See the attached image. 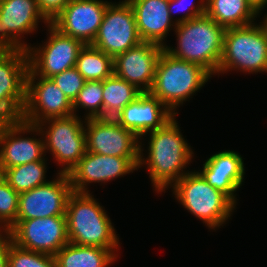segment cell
<instances>
[{
	"label": "cell",
	"mask_w": 267,
	"mask_h": 267,
	"mask_svg": "<svg viewBox=\"0 0 267 267\" xmlns=\"http://www.w3.org/2000/svg\"><path fill=\"white\" fill-rule=\"evenodd\" d=\"M9 234L0 231V267H8Z\"/></svg>",
	"instance_id": "34"
},
{
	"label": "cell",
	"mask_w": 267,
	"mask_h": 267,
	"mask_svg": "<svg viewBox=\"0 0 267 267\" xmlns=\"http://www.w3.org/2000/svg\"><path fill=\"white\" fill-rule=\"evenodd\" d=\"M103 81H86L73 102V113L77 108H83L89 112L85 119L101 118L103 116Z\"/></svg>",
	"instance_id": "28"
},
{
	"label": "cell",
	"mask_w": 267,
	"mask_h": 267,
	"mask_svg": "<svg viewBox=\"0 0 267 267\" xmlns=\"http://www.w3.org/2000/svg\"><path fill=\"white\" fill-rule=\"evenodd\" d=\"M51 79L71 100L72 103L77 98L79 91L83 88L86 82V80L75 67L55 74L51 77Z\"/></svg>",
	"instance_id": "31"
},
{
	"label": "cell",
	"mask_w": 267,
	"mask_h": 267,
	"mask_svg": "<svg viewBox=\"0 0 267 267\" xmlns=\"http://www.w3.org/2000/svg\"><path fill=\"white\" fill-rule=\"evenodd\" d=\"M103 0H71L51 24L62 34L92 44L102 23L107 5Z\"/></svg>",
	"instance_id": "16"
},
{
	"label": "cell",
	"mask_w": 267,
	"mask_h": 267,
	"mask_svg": "<svg viewBox=\"0 0 267 267\" xmlns=\"http://www.w3.org/2000/svg\"><path fill=\"white\" fill-rule=\"evenodd\" d=\"M83 122L85 121L76 113L69 117L47 119L34 125V132H37V135L39 133L41 137L44 136L45 153L47 150L50 151L59 166L62 164L59 173L68 174L86 152ZM46 125H49L48 129Z\"/></svg>",
	"instance_id": "7"
},
{
	"label": "cell",
	"mask_w": 267,
	"mask_h": 267,
	"mask_svg": "<svg viewBox=\"0 0 267 267\" xmlns=\"http://www.w3.org/2000/svg\"><path fill=\"white\" fill-rule=\"evenodd\" d=\"M140 157H118L86 151L81 160L67 174L71 189L77 193H90L89 183H106L123 177L139 168Z\"/></svg>",
	"instance_id": "14"
},
{
	"label": "cell",
	"mask_w": 267,
	"mask_h": 267,
	"mask_svg": "<svg viewBox=\"0 0 267 267\" xmlns=\"http://www.w3.org/2000/svg\"><path fill=\"white\" fill-rule=\"evenodd\" d=\"M7 232L16 246L51 256L69 243L66 216L16 220Z\"/></svg>",
	"instance_id": "11"
},
{
	"label": "cell",
	"mask_w": 267,
	"mask_h": 267,
	"mask_svg": "<svg viewBox=\"0 0 267 267\" xmlns=\"http://www.w3.org/2000/svg\"><path fill=\"white\" fill-rule=\"evenodd\" d=\"M142 93L135 85L128 83L114 73L103 81L102 119H115L122 109Z\"/></svg>",
	"instance_id": "25"
},
{
	"label": "cell",
	"mask_w": 267,
	"mask_h": 267,
	"mask_svg": "<svg viewBox=\"0 0 267 267\" xmlns=\"http://www.w3.org/2000/svg\"><path fill=\"white\" fill-rule=\"evenodd\" d=\"M65 216L70 243L118 250L120 243L115 228L92 194L72 192Z\"/></svg>",
	"instance_id": "3"
},
{
	"label": "cell",
	"mask_w": 267,
	"mask_h": 267,
	"mask_svg": "<svg viewBox=\"0 0 267 267\" xmlns=\"http://www.w3.org/2000/svg\"><path fill=\"white\" fill-rule=\"evenodd\" d=\"M174 114L150 92H142L127 104L115 120L141 137L160 129Z\"/></svg>",
	"instance_id": "20"
},
{
	"label": "cell",
	"mask_w": 267,
	"mask_h": 267,
	"mask_svg": "<svg viewBox=\"0 0 267 267\" xmlns=\"http://www.w3.org/2000/svg\"><path fill=\"white\" fill-rule=\"evenodd\" d=\"M133 8L127 0L107 5L102 23L91 45L113 59L142 43Z\"/></svg>",
	"instance_id": "9"
},
{
	"label": "cell",
	"mask_w": 267,
	"mask_h": 267,
	"mask_svg": "<svg viewBox=\"0 0 267 267\" xmlns=\"http://www.w3.org/2000/svg\"><path fill=\"white\" fill-rule=\"evenodd\" d=\"M176 115L169 119L160 129L150 131L148 141V158H143V148L140 146V162L147 164L149 177L158 192L172 187L179 179L190 171L183 170L190 164L194 155L191 147L185 141L175 120Z\"/></svg>",
	"instance_id": "1"
},
{
	"label": "cell",
	"mask_w": 267,
	"mask_h": 267,
	"mask_svg": "<svg viewBox=\"0 0 267 267\" xmlns=\"http://www.w3.org/2000/svg\"><path fill=\"white\" fill-rule=\"evenodd\" d=\"M75 68L86 81H104L114 73L113 58L91 44L81 48Z\"/></svg>",
	"instance_id": "26"
},
{
	"label": "cell",
	"mask_w": 267,
	"mask_h": 267,
	"mask_svg": "<svg viewBox=\"0 0 267 267\" xmlns=\"http://www.w3.org/2000/svg\"><path fill=\"white\" fill-rule=\"evenodd\" d=\"M172 188L178 202L210 229L219 228L235 210L236 205L210 186L196 170L185 174Z\"/></svg>",
	"instance_id": "6"
},
{
	"label": "cell",
	"mask_w": 267,
	"mask_h": 267,
	"mask_svg": "<svg viewBox=\"0 0 267 267\" xmlns=\"http://www.w3.org/2000/svg\"><path fill=\"white\" fill-rule=\"evenodd\" d=\"M31 132L35 134L34 125L21 119H13L0 131V174L6 169L44 159V140L22 137Z\"/></svg>",
	"instance_id": "17"
},
{
	"label": "cell",
	"mask_w": 267,
	"mask_h": 267,
	"mask_svg": "<svg viewBox=\"0 0 267 267\" xmlns=\"http://www.w3.org/2000/svg\"><path fill=\"white\" fill-rule=\"evenodd\" d=\"M212 76L202 66L171 56L164 49L158 58L151 90L174 115L179 105L187 101Z\"/></svg>",
	"instance_id": "4"
},
{
	"label": "cell",
	"mask_w": 267,
	"mask_h": 267,
	"mask_svg": "<svg viewBox=\"0 0 267 267\" xmlns=\"http://www.w3.org/2000/svg\"><path fill=\"white\" fill-rule=\"evenodd\" d=\"M13 118L0 106V131L4 129Z\"/></svg>",
	"instance_id": "36"
},
{
	"label": "cell",
	"mask_w": 267,
	"mask_h": 267,
	"mask_svg": "<svg viewBox=\"0 0 267 267\" xmlns=\"http://www.w3.org/2000/svg\"><path fill=\"white\" fill-rule=\"evenodd\" d=\"M117 256L110 249L69 242L54 255V258L57 267H108Z\"/></svg>",
	"instance_id": "23"
},
{
	"label": "cell",
	"mask_w": 267,
	"mask_h": 267,
	"mask_svg": "<svg viewBox=\"0 0 267 267\" xmlns=\"http://www.w3.org/2000/svg\"><path fill=\"white\" fill-rule=\"evenodd\" d=\"M19 194L17 220L65 216L69 195L73 192L67 174Z\"/></svg>",
	"instance_id": "15"
},
{
	"label": "cell",
	"mask_w": 267,
	"mask_h": 267,
	"mask_svg": "<svg viewBox=\"0 0 267 267\" xmlns=\"http://www.w3.org/2000/svg\"><path fill=\"white\" fill-rule=\"evenodd\" d=\"M207 183L224 193L235 205L234 193L243 183L245 169L241 155L234 151H221L210 156L197 171Z\"/></svg>",
	"instance_id": "21"
},
{
	"label": "cell",
	"mask_w": 267,
	"mask_h": 267,
	"mask_svg": "<svg viewBox=\"0 0 267 267\" xmlns=\"http://www.w3.org/2000/svg\"><path fill=\"white\" fill-rule=\"evenodd\" d=\"M71 115H74L73 103L51 78L26 75L25 104L19 119L37 125L47 119Z\"/></svg>",
	"instance_id": "10"
},
{
	"label": "cell",
	"mask_w": 267,
	"mask_h": 267,
	"mask_svg": "<svg viewBox=\"0 0 267 267\" xmlns=\"http://www.w3.org/2000/svg\"><path fill=\"white\" fill-rule=\"evenodd\" d=\"M8 267H57L54 256L26 250L12 243L9 235Z\"/></svg>",
	"instance_id": "29"
},
{
	"label": "cell",
	"mask_w": 267,
	"mask_h": 267,
	"mask_svg": "<svg viewBox=\"0 0 267 267\" xmlns=\"http://www.w3.org/2000/svg\"><path fill=\"white\" fill-rule=\"evenodd\" d=\"M71 0H37L40 12L51 23Z\"/></svg>",
	"instance_id": "33"
},
{
	"label": "cell",
	"mask_w": 267,
	"mask_h": 267,
	"mask_svg": "<svg viewBox=\"0 0 267 267\" xmlns=\"http://www.w3.org/2000/svg\"><path fill=\"white\" fill-rule=\"evenodd\" d=\"M265 18L263 19V21L261 22L262 25L264 26L266 32H267V14L264 16Z\"/></svg>",
	"instance_id": "37"
},
{
	"label": "cell",
	"mask_w": 267,
	"mask_h": 267,
	"mask_svg": "<svg viewBox=\"0 0 267 267\" xmlns=\"http://www.w3.org/2000/svg\"><path fill=\"white\" fill-rule=\"evenodd\" d=\"M205 14L225 29L250 25L258 16L246 0H205Z\"/></svg>",
	"instance_id": "24"
},
{
	"label": "cell",
	"mask_w": 267,
	"mask_h": 267,
	"mask_svg": "<svg viewBox=\"0 0 267 267\" xmlns=\"http://www.w3.org/2000/svg\"><path fill=\"white\" fill-rule=\"evenodd\" d=\"M177 47L164 46L171 56L199 64L211 75L218 74L225 28L206 14L174 27Z\"/></svg>",
	"instance_id": "2"
},
{
	"label": "cell",
	"mask_w": 267,
	"mask_h": 267,
	"mask_svg": "<svg viewBox=\"0 0 267 267\" xmlns=\"http://www.w3.org/2000/svg\"><path fill=\"white\" fill-rule=\"evenodd\" d=\"M27 51L0 50V106L19 119L25 104Z\"/></svg>",
	"instance_id": "18"
},
{
	"label": "cell",
	"mask_w": 267,
	"mask_h": 267,
	"mask_svg": "<svg viewBox=\"0 0 267 267\" xmlns=\"http://www.w3.org/2000/svg\"><path fill=\"white\" fill-rule=\"evenodd\" d=\"M230 70L267 72V32L261 22L225 29L218 74Z\"/></svg>",
	"instance_id": "5"
},
{
	"label": "cell",
	"mask_w": 267,
	"mask_h": 267,
	"mask_svg": "<svg viewBox=\"0 0 267 267\" xmlns=\"http://www.w3.org/2000/svg\"><path fill=\"white\" fill-rule=\"evenodd\" d=\"M46 164L44 158L41 161L30 162L6 169L1 175L20 194L49 182L45 179Z\"/></svg>",
	"instance_id": "27"
},
{
	"label": "cell",
	"mask_w": 267,
	"mask_h": 267,
	"mask_svg": "<svg viewBox=\"0 0 267 267\" xmlns=\"http://www.w3.org/2000/svg\"><path fill=\"white\" fill-rule=\"evenodd\" d=\"M253 10L259 15L261 11L266 7L267 0H246Z\"/></svg>",
	"instance_id": "35"
},
{
	"label": "cell",
	"mask_w": 267,
	"mask_h": 267,
	"mask_svg": "<svg viewBox=\"0 0 267 267\" xmlns=\"http://www.w3.org/2000/svg\"><path fill=\"white\" fill-rule=\"evenodd\" d=\"M39 20L50 23L40 12L37 0H0V50L27 51L29 45L21 40V34L34 32Z\"/></svg>",
	"instance_id": "12"
},
{
	"label": "cell",
	"mask_w": 267,
	"mask_h": 267,
	"mask_svg": "<svg viewBox=\"0 0 267 267\" xmlns=\"http://www.w3.org/2000/svg\"><path fill=\"white\" fill-rule=\"evenodd\" d=\"M133 8L138 33L143 42H152L162 47L165 37L173 26L168 7L169 0H127ZM171 28V29H170Z\"/></svg>",
	"instance_id": "22"
},
{
	"label": "cell",
	"mask_w": 267,
	"mask_h": 267,
	"mask_svg": "<svg viewBox=\"0 0 267 267\" xmlns=\"http://www.w3.org/2000/svg\"><path fill=\"white\" fill-rule=\"evenodd\" d=\"M164 47L152 42H142L113 59L114 74L135 85L142 92H149L155 79L158 58Z\"/></svg>",
	"instance_id": "19"
},
{
	"label": "cell",
	"mask_w": 267,
	"mask_h": 267,
	"mask_svg": "<svg viewBox=\"0 0 267 267\" xmlns=\"http://www.w3.org/2000/svg\"><path fill=\"white\" fill-rule=\"evenodd\" d=\"M49 39L42 47L27 48V75L51 78L53 75L75 67L77 56L84 44L77 39L62 34L51 23L46 25Z\"/></svg>",
	"instance_id": "8"
},
{
	"label": "cell",
	"mask_w": 267,
	"mask_h": 267,
	"mask_svg": "<svg viewBox=\"0 0 267 267\" xmlns=\"http://www.w3.org/2000/svg\"><path fill=\"white\" fill-rule=\"evenodd\" d=\"M18 206L19 194L0 174V231L7 232L15 224Z\"/></svg>",
	"instance_id": "30"
},
{
	"label": "cell",
	"mask_w": 267,
	"mask_h": 267,
	"mask_svg": "<svg viewBox=\"0 0 267 267\" xmlns=\"http://www.w3.org/2000/svg\"><path fill=\"white\" fill-rule=\"evenodd\" d=\"M84 123L86 151L109 156L140 157V138L115 119L90 118L85 119Z\"/></svg>",
	"instance_id": "13"
},
{
	"label": "cell",
	"mask_w": 267,
	"mask_h": 267,
	"mask_svg": "<svg viewBox=\"0 0 267 267\" xmlns=\"http://www.w3.org/2000/svg\"><path fill=\"white\" fill-rule=\"evenodd\" d=\"M193 1V0H192ZM191 0H169L168 11L171 19H173V12L187 11L182 17L175 20L176 24L183 23L190 19L202 16L205 14V0H201L199 5H195ZM188 2V3H187Z\"/></svg>",
	"instance_id": "32"
}]
</instances>
